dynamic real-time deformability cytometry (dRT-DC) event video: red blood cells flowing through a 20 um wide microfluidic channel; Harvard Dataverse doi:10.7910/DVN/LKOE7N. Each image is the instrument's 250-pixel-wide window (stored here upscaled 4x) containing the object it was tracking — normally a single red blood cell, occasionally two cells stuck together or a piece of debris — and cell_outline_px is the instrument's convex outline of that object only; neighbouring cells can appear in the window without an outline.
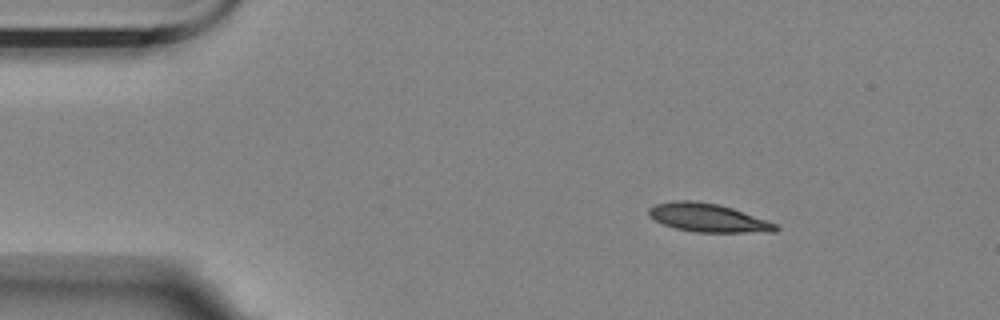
{"species": "Egyptian fruit bat (a non-hibernating species)", "species_latin": "Rousettus aegyptiacus", "temperature_condition": "room temperature", "stored_images_in_passage": 49, "camera_frame_rate_fps": 3000, "um_per_image_px": 0.085, "animal": {"sex": "female"}, "frame": {"image": 1, "passage_image": 1, "time_ms": 0.0, "image_size_px": [1000, 320], "cell_outline_px": [[780, 228], [776, 232], [696, 232], [676, 228], [664, 224], [648, 216], [648, 208], [656, 204], [676, 200], [692, 200], [720, 204], [732, 208], [776, 224]], "centroid_in_image_um": [60.17, 18.5], "position_along_channel_um": 24.8, "area_um2": 20.87}}
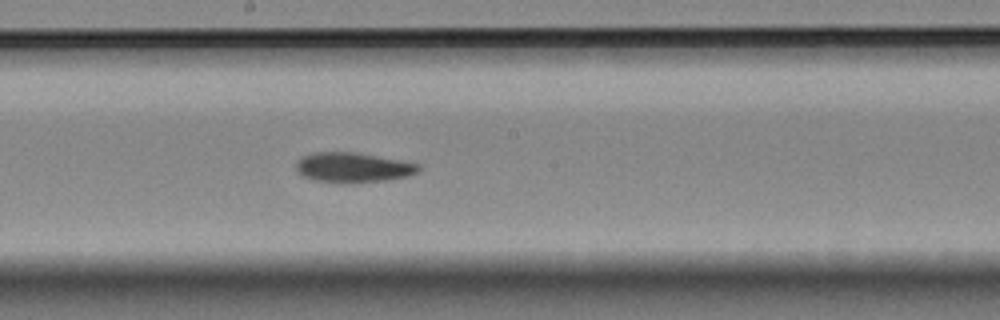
{"frame": {"image": 2, "passage_image": 23, "time_ms": 7.333, "image_size_px": [1000, 320], "cell_outline_px": [[420, 172], [408, 176], [388, 180], [348, 184], [312, 180], [300, 176], [296, 172], [296, 160], [300, 156], [312, 152], [352, 152], [420, 164]], "centroid_in_image_um": [29.93, 14.25], "position_along_channel_um": 218.3, "area_um2": 21.73}}
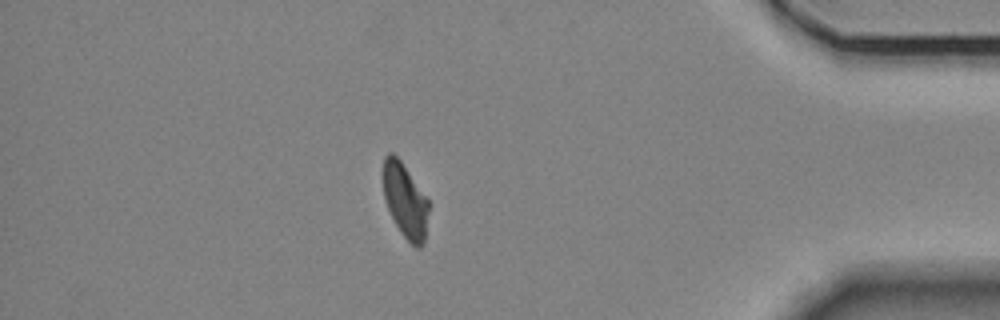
{"frame": {"image": 3, "passage_image": 42, "time_ms": 13.667, "image_size_px": [1000, 320], "cell_outline_px": [[428, 212], [424, 244], [420, 248], [416, 248], [400, 232], [388, 208], [384, 196], [384, 156], [388, 152], [392, 152], [400, 160], [428, 200]], "centroid_in_image_um": [34.44, 17.07], "position_along_channel_um": 400.8, "area_um2": 19.25}, "authors_computed_cell_mechanics": {"area_um2": 21.097, "velocity_mm_per_s": 3.4954, "shape_relaxation_time_tau1_ms": 7.6266, "shape_relaxation_time_tau2_ms": null, "deformation_change_tau1": 0.2009, "deformation_change_tau2": null}}